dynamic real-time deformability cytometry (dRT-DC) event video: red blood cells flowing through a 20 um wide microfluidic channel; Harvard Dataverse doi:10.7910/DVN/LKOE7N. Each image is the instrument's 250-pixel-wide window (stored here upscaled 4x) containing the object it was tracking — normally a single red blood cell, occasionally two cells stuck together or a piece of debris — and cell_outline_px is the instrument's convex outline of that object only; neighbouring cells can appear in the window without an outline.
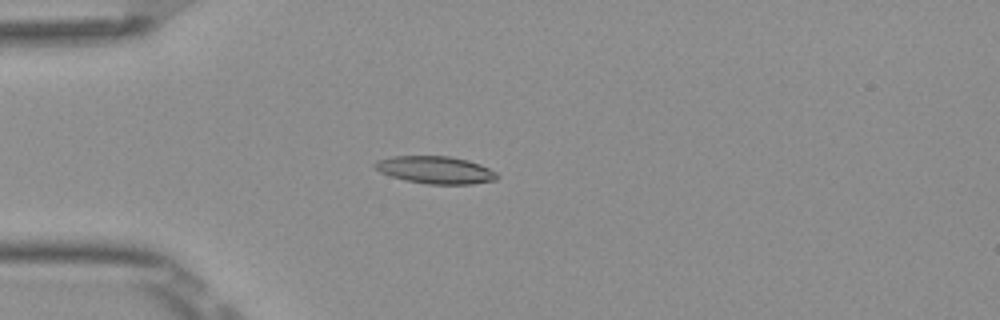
{"species": "Egyptian fruit bat (a non-hibernating species)", "species_latin": "Rousettus aegyptiacus", "temperature_condition": "room temperature", "stored_images_in_passage": 53, "camera_frame_rate_fps": 3000, "um_per_image_px": 0.085, "frame": {"image": 1, "passage_image": 15, "time_ms": 4.667, "image_size_px": [1000, 320], "cell_outline_px": [[500, 176], [496, 180], [472, 184], [428, 184], [404, 180], [380, 172], [372, 164], [376, 160], [392, 156], [448, 156], [468, 160], [480, 164], [496, 172]], "centroid_in_image_um": [37.01, 14.44], "position_along_channel_um": 48.0, "area_um2": 19.59}}
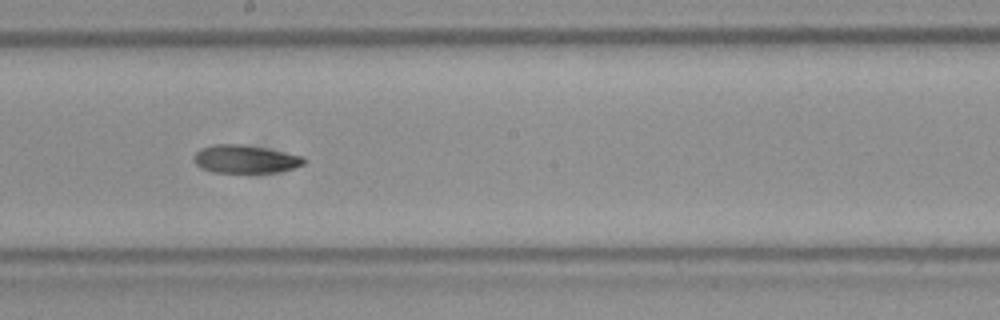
{"frame": {"image": 2, "passage_image": 30, "time_ms": 9.667, "image_size_px": [1000, 320], "cell_outline_px": [[308, 160], [304, 164], [296, 168], [276, 172], [212, 172], [200, 168], [192, 160], [192, 156], [200, 148], [212, 144], [240, 144], [264, 148], [304, 156]], "centroid_in_image_um": [20.83, 13.52], "position_along_channel_um": 227.4, "area_um2": 18.21}}
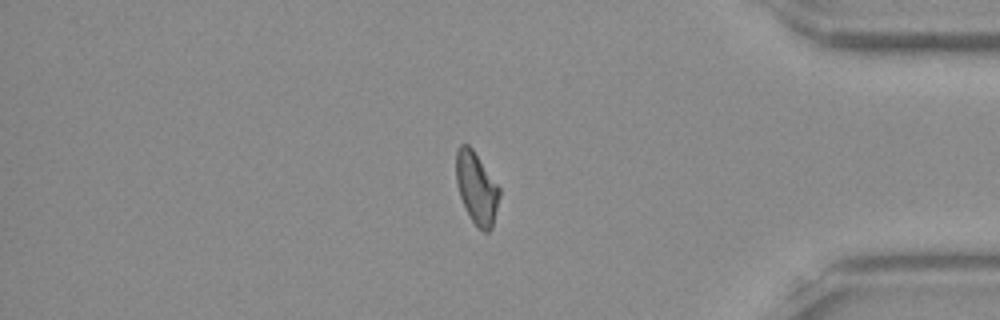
{"frame": {"image": 3, "passage_image": 45, "time_ms": 14.667, "image_size_px": [1000, 320], "cell_outline_px": [[500, 196], [492, 228], [488, 232], [484, 232], [472, 220], [460, 196], [456, 184], [456, 152], [460, 144], [468, 144], [472, 148], [500, 188]], "centroid_in_image_um": [40.51, 15.96], "position_along_channel_um": 394.7, "area_um2": 17.92}, "authors_computed_cell_mechanics": {"area_um2": 18.3226, "velocity_mm_per_s": 3.8887, "shape_relaxation_time_tau1_ms": 6.6324, "shape_relaxation_time_tau2_ms": 3.5058, "deformation_change_tau1": 0.1933, "deformation_change_tau2": 0.1002}}